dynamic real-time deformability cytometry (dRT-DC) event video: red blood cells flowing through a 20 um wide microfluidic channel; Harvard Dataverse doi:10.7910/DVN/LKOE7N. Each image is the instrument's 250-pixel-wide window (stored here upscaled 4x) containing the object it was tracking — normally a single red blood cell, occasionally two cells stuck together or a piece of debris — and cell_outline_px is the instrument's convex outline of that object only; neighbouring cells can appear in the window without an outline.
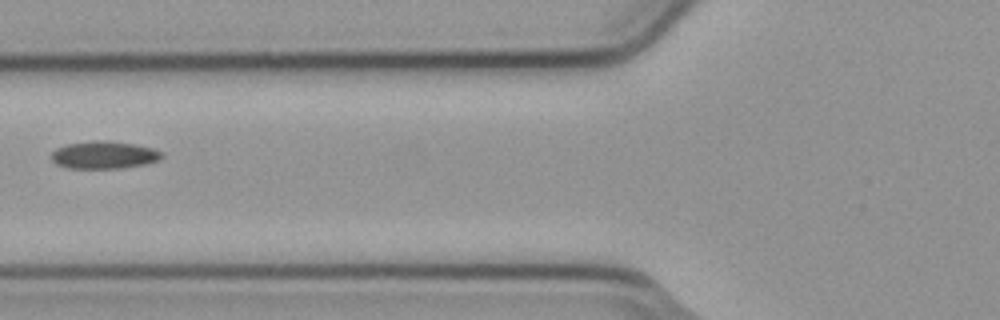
{"species": "common noctule bat (a hibernating species)", "species_latin": "Nyctalus noctula", "temperature_condition": "cold", "stored_images_in_passage": 3, "camera_frame_rate_fps": 3000, "um_per_image_px": 0.085, "animal": {"sex": "male", "body_mass_g": 23.1, "forearm_length_mm": 52.7}, "frame": {"image": 1, "passage_image": 2, "time_ms": 0.333, "image_size_px": [1000, 320], "cell_outline_px": [[164, 156], [156, 160], [144, 164], [120, 168], [68, 168], [56, 164], [52, 160], [52, 152], [56, 148], [68, 144], [92, 140], [108, 140], [136, 144], [152, 148], [164, 152]], "centroid_in_image_um": [8.84, 13.16], "position_along_channel_um": 117.0, "area_um2": 17.74}}
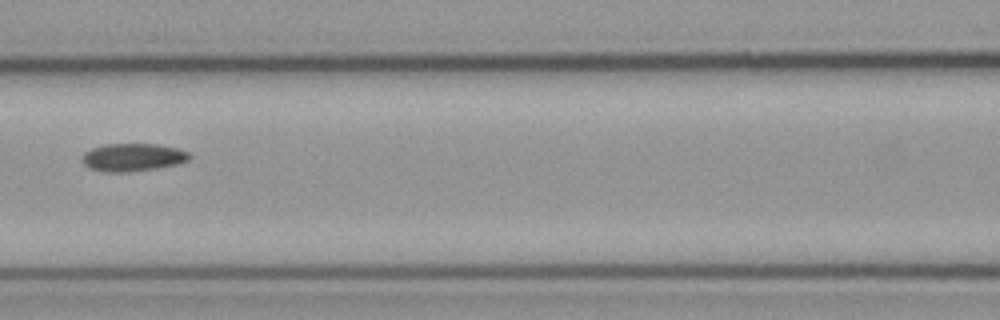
{"frame": {"image": 2, "passage_image": 3, "time_ms": 0.667, "image_size_px": [1000, 320], "cell_outline_px": [[192, 156], [188, 160], [176, 164], [156, 168], [128, 172], [104, 172], [88, 168], [80, 160], [80, 156], [84, 152], [92, 148], [104, 144], [156, 144], [176, 148], [188, 152]], "centroid_in_image_um": [11.22, 13.37], "position_along_channel_um": 155.4, "area_um2": 17.51}}